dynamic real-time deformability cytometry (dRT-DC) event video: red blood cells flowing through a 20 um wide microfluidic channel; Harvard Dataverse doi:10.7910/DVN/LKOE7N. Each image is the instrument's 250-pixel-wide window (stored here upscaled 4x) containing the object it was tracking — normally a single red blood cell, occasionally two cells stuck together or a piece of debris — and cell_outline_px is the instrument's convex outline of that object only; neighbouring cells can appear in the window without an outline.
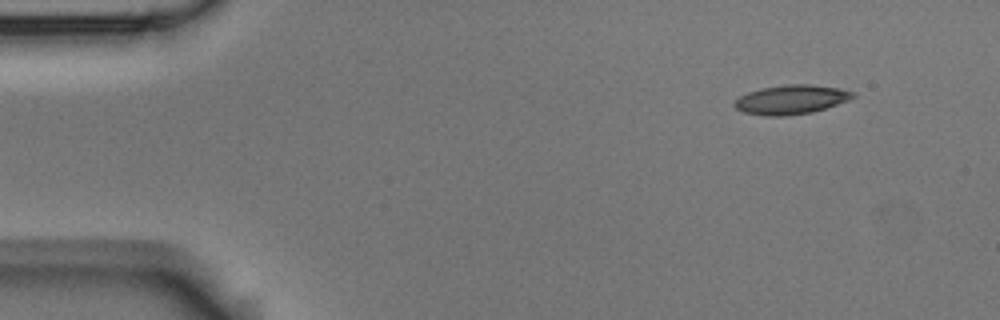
{"species": "Egyptian fruit bat (a non-hibernating species)", "species_latin": "Rousettus aegyptiacus", "temperature_condition": "room temperature", "stored_images_in_passage": 6, "segment_of_instrument_passage": [2, 2], "camera_frame_rate_fps": 3000, "um_per_image_px": 0.085, "animal": {"sex": "male"}, "frame": {"image": 1, "passage_image": 6, "time_ms": 1.667, "image_size_px": [1000, 320], "cell_outline_px": [[856, 96], [848, 100], [812, 112], [788, 116], [764, 116], [744, 112], [736, 108], [732, 104], [740, 96], [748, 92], [760, 88], [784, 84], [812, 84], [840, 88], [856, 92]], "centroid_in_image_um": [67.25, 8.45], "position_along_channel_um": 17.8, "area_um2": 20.29}}